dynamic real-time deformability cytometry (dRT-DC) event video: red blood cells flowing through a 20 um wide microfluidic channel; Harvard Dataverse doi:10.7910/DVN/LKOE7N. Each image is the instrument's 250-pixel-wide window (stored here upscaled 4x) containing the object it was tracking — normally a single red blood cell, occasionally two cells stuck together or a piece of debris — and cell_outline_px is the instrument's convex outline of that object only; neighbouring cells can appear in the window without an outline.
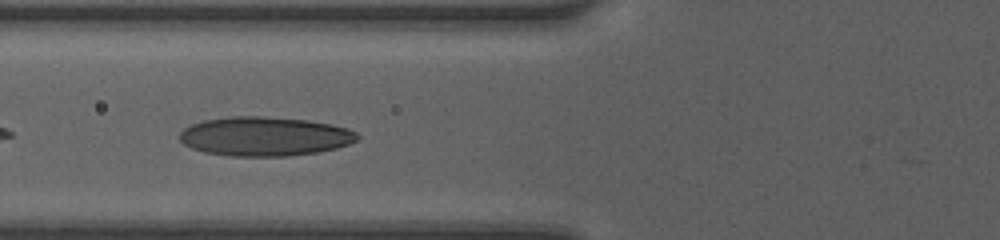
{"species": "human", "species_latin": "Homo sapiens", "temperature_condition": "room temperature", "stored_images_in_passage": 8, "camera_frame_rate_fps": 3000, "um_per_image_px": 0.085, "donor": {"sex": "female"}, "frame": {"image": 1, "passage_image": 7, "time_ms": 2.0, "image_size_px": [1000, 240], "cell_outline_px": [[360, 136], [356, 140], [348, 144], [336, 148], [316, 152], [288, 156], [228, 156], [204, 152], [192, 148], [184, 144], [180, 140], [180, 132], [184, 128], [192, 124], [204, 120], [228, 116], [260, 116], [308, 120], [332, 124], [348, 128], [356, 132]], "centroid_in_image_um": [22.49, 11.59], "position_along_channel_um": 103.3, "area_um2": 40.63}}